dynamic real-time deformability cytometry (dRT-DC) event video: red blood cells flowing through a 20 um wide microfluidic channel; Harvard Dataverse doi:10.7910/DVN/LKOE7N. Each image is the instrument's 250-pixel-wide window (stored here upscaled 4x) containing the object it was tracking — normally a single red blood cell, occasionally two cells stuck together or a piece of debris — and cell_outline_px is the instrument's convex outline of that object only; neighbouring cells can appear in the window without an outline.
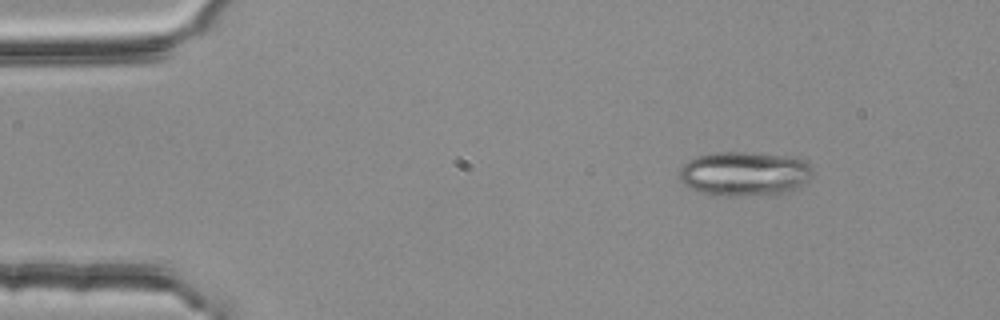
{"species": "common noctule bat (a hibernating species)", "species_latin": "Nyctalus noctula", "temperature_condition": "room temperature", "stored_images_in_passage": 3, "camera_frame_rate_fps": 3000, "um_per_image_px": 0.085, "animal": {"sex": "female", "body_mass_g": 25.1}, "frame": {"image": 1, "passage_image": 1, "time_ms": 0.0, "image_size_px": [1000, 320], "cell_outline_px": [[812, 176], [804, 184], [788, 192], [776, 196], [712, 196], [700, 192], [684, 184], [680, 180], [680, 168], [688, 160], [696, 156], [720, 152], [744, 152], [784, 156], [800, 160], [808, 164], [812, 168]], "centroid_in_image_um": [63.27, 14.81], "position_along_channel_um": 21.7, "area_um2": 34.8}}